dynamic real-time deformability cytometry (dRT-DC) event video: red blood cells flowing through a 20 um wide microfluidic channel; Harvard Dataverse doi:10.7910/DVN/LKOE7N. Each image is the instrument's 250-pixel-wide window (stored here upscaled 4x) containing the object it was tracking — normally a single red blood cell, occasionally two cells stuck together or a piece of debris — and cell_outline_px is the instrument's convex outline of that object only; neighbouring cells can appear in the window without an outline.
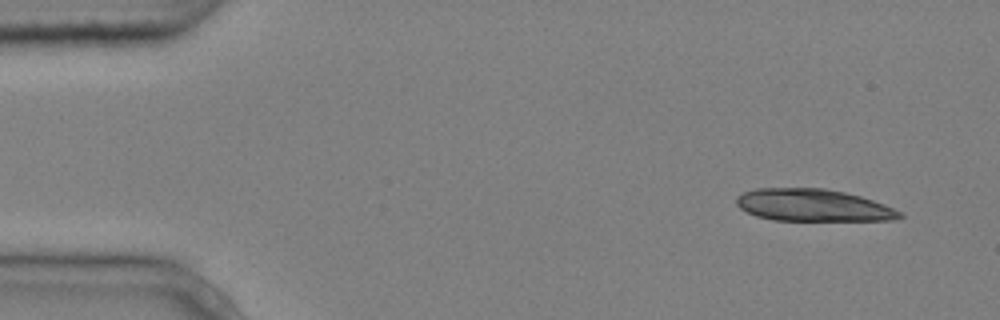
{"species": "common noctule bat (a hibernating species)", "species_latin": "Nyctalus noctula", "temperature_condition": "cold", "stored_images_in_passage": 4, "camera_frame_rate_fps": 3000, "um_per_image_px": 0.085, "animal": {"sex": "male", "body_mass_g": 20.4}, "frame": {"image": 1, "passage_image": 1, "time_ms": 0.0, "image_size_px": [1000, 320], "cell_outline_px": [[904, 216], [892, 220], [772, 220], [756, 216], [740, 208], [736, 204], [736, 196], [740, 192], [756, 188], [824, 188], [844, 192], [860, 196], [884, 204], [900, 212]], "centroid_in_image_um": [69.04, 17.44], "position_along_channel_um": 16.0, "area_um2": 30.58}}